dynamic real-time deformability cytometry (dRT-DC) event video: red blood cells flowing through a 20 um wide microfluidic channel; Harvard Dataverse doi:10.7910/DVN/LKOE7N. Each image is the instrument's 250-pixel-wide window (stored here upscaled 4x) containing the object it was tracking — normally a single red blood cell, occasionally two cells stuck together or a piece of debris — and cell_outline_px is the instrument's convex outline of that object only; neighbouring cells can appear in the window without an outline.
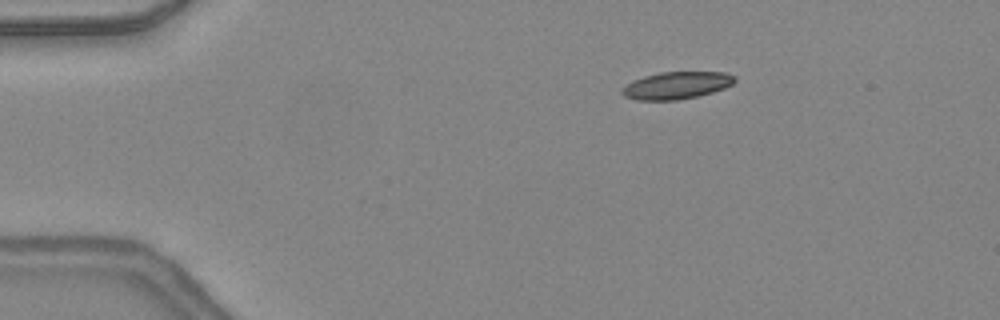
{"species": "common noctule bat (a hibernating species)", "species_latin": "Nyctalus noctula", "temperature_condition": "warm", "stored_images_in_passage": 8, "camera_frame_rate_fps": 3000, "um_per_image_px": 0.085, "animal": {"sex": "female", "body_mass_g": 24.6, "forearm_length_mm": 56.2}, "frame": {"image": 1, "passage_image": 1, "time_ms": 0.0, "image_size_px": [1000, 320], "cell_outline_px": [[736, 80], [732, 84], [724, 88], [712, 92], [696, 96], [676, 100], [636, 100], [624, 96], [620, 92], [620, 88], [632, 80], [644, 76], [660, 72], [724, 72], [736, 76]], "centroid_in_image_um": [57.46, 7.25], "position_along_channel_um": 27.5, "area_um2": 17.98}}